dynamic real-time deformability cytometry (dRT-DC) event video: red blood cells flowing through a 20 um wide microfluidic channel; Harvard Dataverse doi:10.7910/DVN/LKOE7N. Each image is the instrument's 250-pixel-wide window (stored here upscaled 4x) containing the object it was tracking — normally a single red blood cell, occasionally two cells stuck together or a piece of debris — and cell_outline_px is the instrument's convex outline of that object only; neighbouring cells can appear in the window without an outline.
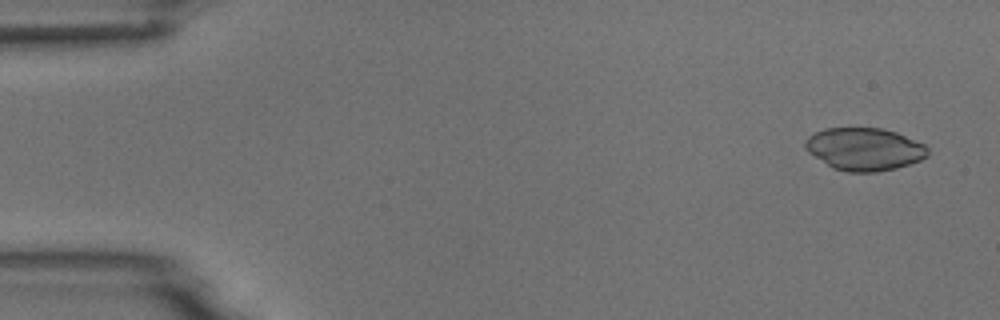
{"species": "common noctule bat (a hibernating species)", "species_latin": "Nyctalus noctula", "temperature_condition": "room temperature", "stored_images_in_passage": 6, "camera_frame_rate_fps": 3000, "um_per_image_px": 0.085, "animal": {"sex": "male", "body_mass_g": 18.8}, "frame": {"image": 1, "passage_image": 1, "time_ms": 0.0, "image_size_px": [1000, 320], "cell_outline_px": [[928, 156], [920, 160], [896, 168], [876, 172], [848, 172], [832, 168], [808, 152], [804, 148], [804, 140], [808, 136], [824, 128], [880, 128], [896, 132], [924, 144], [928, 148]], "centroid_in_image_um": [73.45, 12.67], "position_along_channel_um": 11.6, "area_um2": 30.46}}
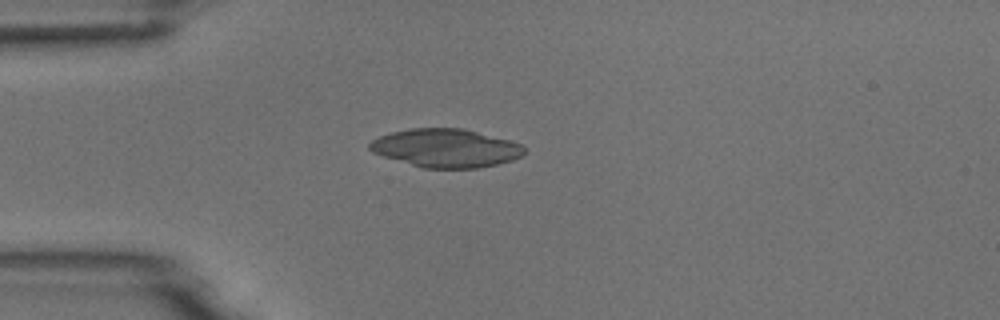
{"frame": {"image": 2, "passage_image": 4, "time_ms": 3.667, "image_size_px": [1000, 320], "cell_outline_px": [[524, 152], [520, 156], [512, 160], [480, 168], [424, 168], [384, 156], [372, 152], [368, 148], [368, 144], [372, 140], [380, 136], [392, 132], [408, 128], [464, 128], [508, 140], [520, 144], [524, 148]], "centroid_in_image_um": [37.87, 12.58], "position_along_channel_um": 47.1, "area_um2": 34.33}}